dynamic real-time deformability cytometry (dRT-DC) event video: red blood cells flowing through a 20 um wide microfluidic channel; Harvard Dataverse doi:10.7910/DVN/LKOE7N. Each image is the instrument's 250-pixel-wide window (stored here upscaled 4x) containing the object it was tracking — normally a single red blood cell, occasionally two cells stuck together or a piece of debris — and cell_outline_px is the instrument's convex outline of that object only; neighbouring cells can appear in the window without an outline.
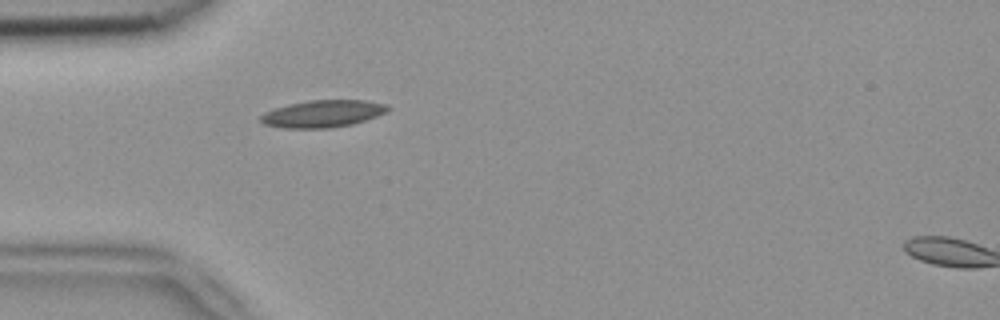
{"species": "common noctule bat (a hibernating species)", "species_latin": "Nyctalus noctula", "temperature_condition": "room temperature", "stored_images_in_passage": 4, "segment_of_instrument_passage": [1, 2], "camera_frame_rate_fps": 3000, "um_per_image_px": 0.085, "animal": {"sex": "female", "body_mass_g": 18.4}, "frame": {"image": 1, "passage_image": 3, "time_ms": 0.667, "image_size_px": [1000, 320], "cell_outline_px": [[392, 108], [388, 112], [352, 124], [328, 128], [284, 128], [264, 124], [260, 120], [260, 116], [264, 112], [288, 104], [308, 100], [364, 100], [384, 104]], "centroid_in_image_um": [27.43, 9.66], "position_along_channel_um": 57.6, "area_um2": 20.06}}